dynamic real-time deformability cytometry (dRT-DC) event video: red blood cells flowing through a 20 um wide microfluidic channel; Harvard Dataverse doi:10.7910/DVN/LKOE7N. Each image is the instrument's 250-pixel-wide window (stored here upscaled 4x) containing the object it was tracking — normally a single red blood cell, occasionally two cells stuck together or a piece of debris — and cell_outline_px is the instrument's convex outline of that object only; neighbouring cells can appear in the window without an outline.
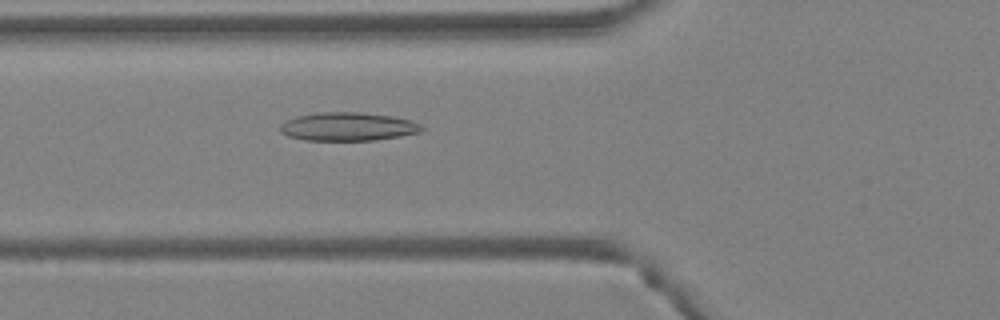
{"species": "Egyptian fruit bat (a non-hibernating species)", "species_latin": "Rousettus aegyptiacus", "temperature_condition": "warm", "stored_images_in_passage": 34, "camera_frame_rate_fps": 3000, "um_per_image_px": 0.085, "animal": {"sex": "female"}, "frame": {"image": 1, "passage_image": 10, "time_ms": 3.0, "image_size_px": [1000, 320], "cell_outline_px": [[424, 128], [420, 132], [400, 136], [372, 140], [304, 140], [288, 136], [280, 132], [280, 124], [296, 116], [316, 112], [360, 112], [392, 116], [408, 120], [420, 124]], "centroid_in_image_um": [29.54, 10.76], "position_along_channel_um": 96.3, "area_um2": 23.35}}
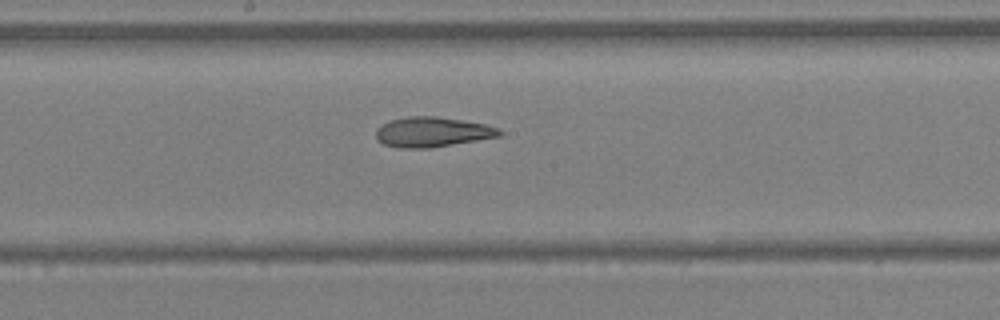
{"frame": {"image": 2, "passage_image": 18, "time_ms": 5.667, "image_size_px": [1000, 320], "cell_outline_px": [[504, 132], [500, 136], [432, 148], [396, 148], [384, 144], [376, 140], [376, 128], [392, 120], [408, 116], [436, 116], [464, 120], [484, 124], [500, 128]], "centroid_in_image_um": [36.76, 11.23], "position_along_channel_um": 211.4, "area_um2": 21.73}}
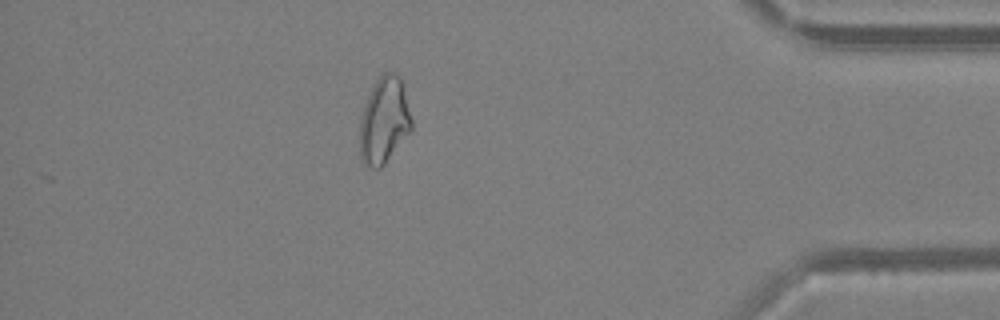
{"frame": {"image": 3, "passage_image": 34, "time_ms": 11.0, "image_size_px": [1000, 320], "cell_outline_px": [[412, 132], [384, 164], [380, 168], [372, 168], [364, 164], [360, 156], [360, 116], [364, 104], [376, 80], [384, 72], [396, 72], [400, 76], [412, 120]], "centroid_in_image_um": [32.66, 10.26], "position_along_channel_um": 402.5, "area_um2": 26.24}, "authors_computed_cell_mechanics": {"area_um2": 21.2704, "velocity_mm_per_s": 4.3147, "shape_relaxation_time_tau1_ms": null, "shape_relaxation_time_tau2_ms": 3.8024, "deformation_change_tau1": null, "deformation_change_tau2": 0.1253}}